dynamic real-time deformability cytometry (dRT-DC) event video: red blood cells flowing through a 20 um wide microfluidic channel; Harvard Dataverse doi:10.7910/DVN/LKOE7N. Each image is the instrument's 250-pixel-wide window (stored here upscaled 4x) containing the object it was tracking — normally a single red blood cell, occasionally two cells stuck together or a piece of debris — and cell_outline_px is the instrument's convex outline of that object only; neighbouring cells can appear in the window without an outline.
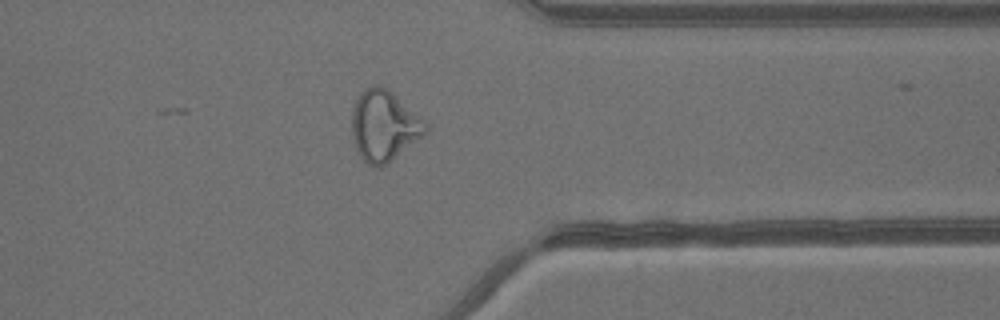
{"species": "common noctule bat (a hibernating species)", "species_latin": "Nyctalus noctula", "temperature_condition": "warm", "stored_images_in_passage": 30, "camera_frame_rate_fps": 3000, "um_per_image_px": 0.085, "animal": {"sex": "male", "body_mass_g": 13.3}, "frame": {"image": 1, "passage_image": 22, "time_ms": 7.0, "image_size_px": [1000, 320], "cell_outline_px": [[428, 132], [380, 168], [376, 168], [368, 164], [360, 156], [356, 148], [352, 136], [352, 112], [356, 100], [360, 92], [364, 88], [372, 84], [380, 84], [392, 92], [420, 116], [428, 124]], "centroid_in_image_um": [32.63, 10.67], "position_along_channel_um": 378.8, "area_um2": 30.35}}
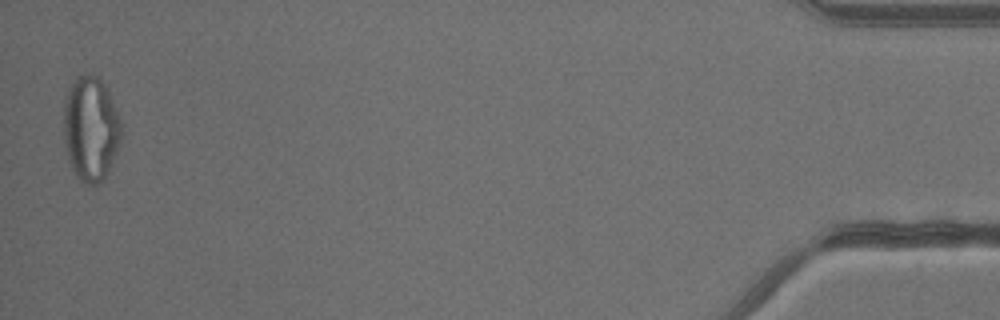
{"frame": {"image": 2, "passage_image": 30, "time_ms": 9.667, "image_size_px": [1000, 320], "cell_outline_px": [[120, 140], [112, 164], [104, 180], [96, 184], [84, 184], [76, 176], [68, 160], [64, 144], [64, 96], [68, 88], [76, 76], [84, 72], [100, 76], [108, 92], [120, 120]], "centroid_in_image_um": [7.68, 10.92], "position_along_channel_um": 427.5, "area_um2": 35.43}}